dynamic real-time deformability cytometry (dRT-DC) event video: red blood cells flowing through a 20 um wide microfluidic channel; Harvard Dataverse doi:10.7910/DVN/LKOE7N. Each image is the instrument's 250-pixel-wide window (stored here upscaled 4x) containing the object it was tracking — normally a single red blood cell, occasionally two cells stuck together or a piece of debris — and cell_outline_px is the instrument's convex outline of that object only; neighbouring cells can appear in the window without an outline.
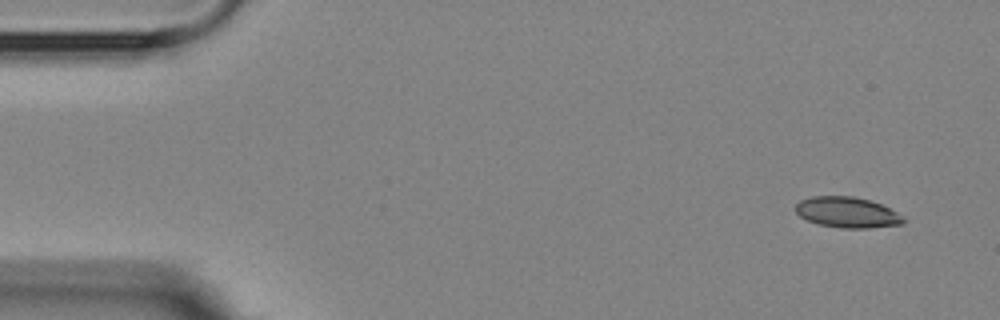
{"species": "Egyptian fruit bat (a non-hibernating species)", "species_latin": "Rousettus aegyptiacus", "temperature_condition": "room temperature", "stored_images_in_passage": 5, "camera_frame_rate_fps": 3000, "um_per_image_px": 0.085, "animal": {"sex": "female"}, "frame": {"image": 1, "passage_image": 1, "time_ms": 0.0, "image_size_px": [1000, 320], "cell_outline_px": [[904, 224], [868, 228], [840, 228], [816, 224], [800, 216], [796, 212], [796, 204], [800, 200], [812, 196], [852, 196], [868, 200], [880, 204], [896, 212], [904, 220]], "centroid_in_image_um": [71.97, 18.06], "position_along_channel_um": 13.0, "area_um2": 19.13}}
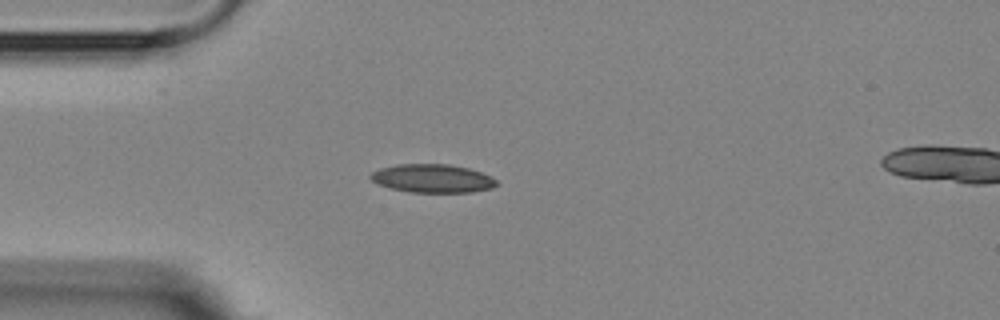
{"frame": {"image": 2, "passage_image": 4, "time_ms": 3.667, "image_size_px": [1000, 320], "cell_outline_px": [[500, 184], [492, 188], [472, 192], [412, 192], [392, 188], [376, 184], [368, 176], [372, 172], [380, 168], [396, 164], [448, 164], [468, 168], [492, 176]], "centroid_in_image_um": [36.77, 15.16], "position_along_channel_um": 48.2, "area_um2": 20.92}}